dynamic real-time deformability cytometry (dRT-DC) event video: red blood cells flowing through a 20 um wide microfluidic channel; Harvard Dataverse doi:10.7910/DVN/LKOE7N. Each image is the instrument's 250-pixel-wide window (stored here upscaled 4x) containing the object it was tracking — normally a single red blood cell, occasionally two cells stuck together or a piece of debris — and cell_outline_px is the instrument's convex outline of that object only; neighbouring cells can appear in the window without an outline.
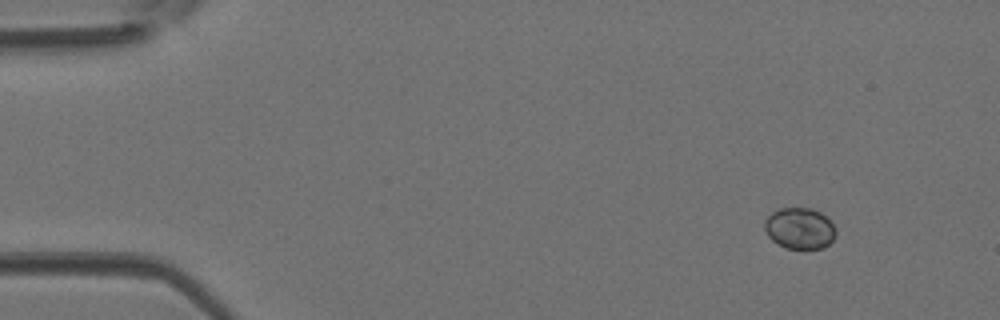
{"species": "Egyptian fruit bat (a non-hibernating species)", "species_latin": "Rousettus aegyptiacus", "temperature_condition": "room temperature", "stored_images_in_passage": 40, "camera_frame_rate_fps": 3000, "um_per_image_px": 0.085, "animal": {"sex": "female"}, "frame": {"image": 1, "passage_image": 1, "time_ms": 0.0, "image_size_px": [1000, 320], "cell_outline_px": [[836, 236], [824, 248], [788, 248], [772, 240], [768, 236], [764, 228], [764, 220], [772, 212], [780, 208], [812, 208], [820, 212], [836, 228]], "centroid_in_image_um": [67.97, 19.4], "position_along_channel_um": 17.0, "area_um2": 16.99}}
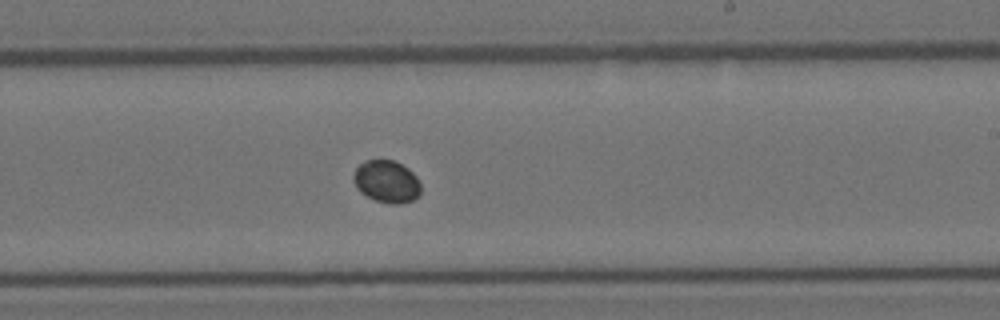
{"frame": {"image": 2, "passage_image": 23, "time_ms": 7.333, "image_size_px": [1000, 320], "cell_outline_px": [[420, 196], [416, 200], [400, 204], [392, 204], [376, 200], [360, 192], [356, 188], [352, 180], [352, 176], [356, 168], [364, 160], [392, 160], [408, 168], [416, 176], [420, 184]], "centroid_in_image_um": [32.86, 15.44], "position_along_channel_um": 256.1, "area_um2": 16.76}}
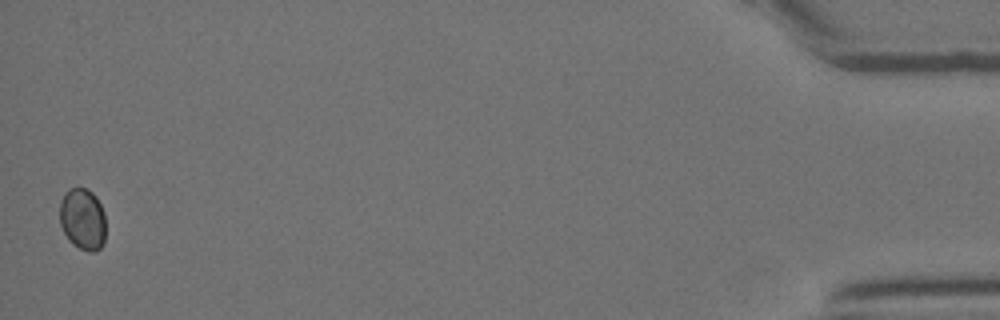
{"frame": {"image": 3, "passage_image": 40, "time_ms": 13.0, "image_size_px": [1000, 320], "cell_outline_px": [[104, 244], [96, 252], [88, 252], [72, 244], [68, 240], [60, 224], [60, 200], [68, 188], [88, 188], [96, 196], [104, 212]], "centroid_in_image_um": [7.02, 18.62], "position_along_channel_um": 428.2, "area_um2": 16.7}}